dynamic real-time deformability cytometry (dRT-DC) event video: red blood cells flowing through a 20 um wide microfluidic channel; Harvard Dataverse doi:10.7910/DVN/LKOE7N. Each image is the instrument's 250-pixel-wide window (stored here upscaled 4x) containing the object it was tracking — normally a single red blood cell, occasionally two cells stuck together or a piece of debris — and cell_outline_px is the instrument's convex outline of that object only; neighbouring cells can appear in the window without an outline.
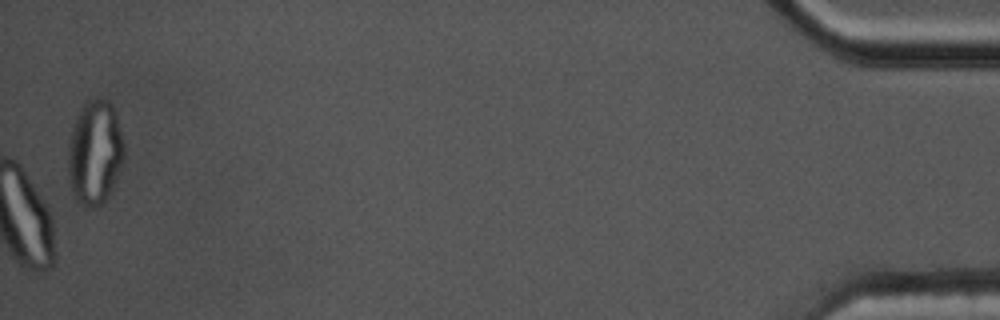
{"species": "common noctule bat (a hibernating species)", "species_latin": "Nyctalus noctula", "temperature_condition": "cold", "stored_images_in_passage": 59, "camera_frame_rate_fps": 3000, "um_per_image_px": 0.085, "animal": {"sex": "male", "body_mass_g": 17.5, "forearm_length_mm": 52.3}, "frame": {"image": 1, "passage_image": 59, "time_ms": 19.333, "image_size_px": [1000, 320], "cell_outline_px": [[124, 160], [116, 180], [108, 196], [100, 204], [92, 208], [88, 208], [76, 204], [72, 196], [68, 180], [68, 148], [72, 128], [84, 104], [88, 100], [108, 100], [112, 104], [116, 116], [124, 144]], "centroid_in_image_um": [8.05, 13.05], "position_along_channel_um": 427.2, "area_um2": 34.16}, "authors_computed_cell_mechanics": {"area_um2": 22.8888, "velocity_mm_per_s": 3.4662, "shape_relaxation_time_tau1_ms": null, "shape_relaxation_time_tau2_ms": 1.4538, "deformation_change_tau1": null, "deformation_change_tau2": 0.0475}}